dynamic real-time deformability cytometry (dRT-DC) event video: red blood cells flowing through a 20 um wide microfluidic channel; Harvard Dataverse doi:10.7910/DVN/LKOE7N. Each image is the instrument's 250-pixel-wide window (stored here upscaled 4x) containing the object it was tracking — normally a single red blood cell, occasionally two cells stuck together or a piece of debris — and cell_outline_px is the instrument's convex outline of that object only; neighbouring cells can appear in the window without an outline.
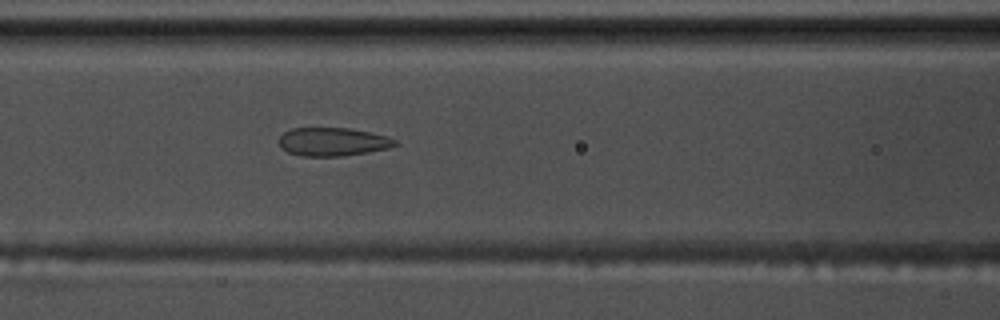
{"species": "common noctule bat (a hibernating species)", "species_latin": "Nyctalus noctula", "temperature_condition": "warm", "stored_images_in_passage": 44, "camera_frame_rate_fps": 3000, "um_per_image_px": 0.085, "animal": {"sex": "male", "body_mass_g": 17.5, "forearm_length_mm": 52.3}, "frame": {"image": 1, "passage_image": 20, "time_ms": 6.333, "image_size_px": [1000, 320], "cell_outline_px": [[396, 144], [388, 148], [368, 152], [340, 156], [300, 156], [288, 152], [280, 144], [280, 136], [284, 132], [292, 128], [348, 128], [368, 132], [384, 136], [396, 140]], "centroid_in_image_um": [28.25, 12.05], "position_along_channel_um": 138.3, "area_um2": 18.84}}
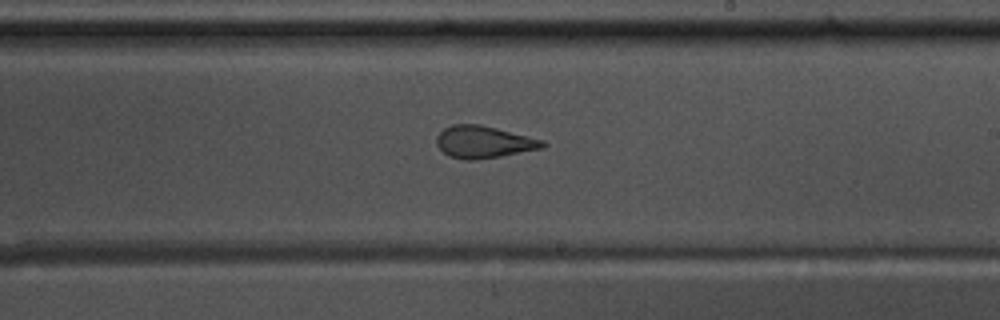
{"frame": {"image": 2, "passage_image": 29, "time_ms": 9.333, "image_size_px": [1000, 320], "cell_outline_px": [[548, 144], [544, 148], [500, 156], [472, 160], [468, 160], [448, 156], [436, 144], [436, 136], [444, 128], [452, 124], [480, 124], [544, 140]], "centroid_in_image_um": [41.12, 12.06], "position_along_channel_um": 247.9, "area_um2": 19.83}}
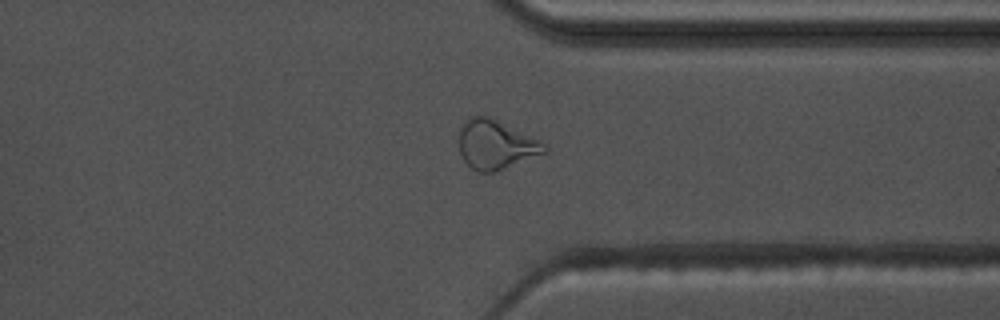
{"frame": {"image": 3, "passage_image": 39, "time_ms": 12.667, "image_size_px": [1000, 320], "cell_outline_px": [[548, 152], [504, 168], [492, 172], [476, 172], [464, 160], [460, 152], [460, 128], [468, 116], [488, 116], [544, 144], [548, 148]], "centroid_in_image_um": [42.1, 12.31], "position_along_channel_um": 369.3, "area_um2": 23.76}}